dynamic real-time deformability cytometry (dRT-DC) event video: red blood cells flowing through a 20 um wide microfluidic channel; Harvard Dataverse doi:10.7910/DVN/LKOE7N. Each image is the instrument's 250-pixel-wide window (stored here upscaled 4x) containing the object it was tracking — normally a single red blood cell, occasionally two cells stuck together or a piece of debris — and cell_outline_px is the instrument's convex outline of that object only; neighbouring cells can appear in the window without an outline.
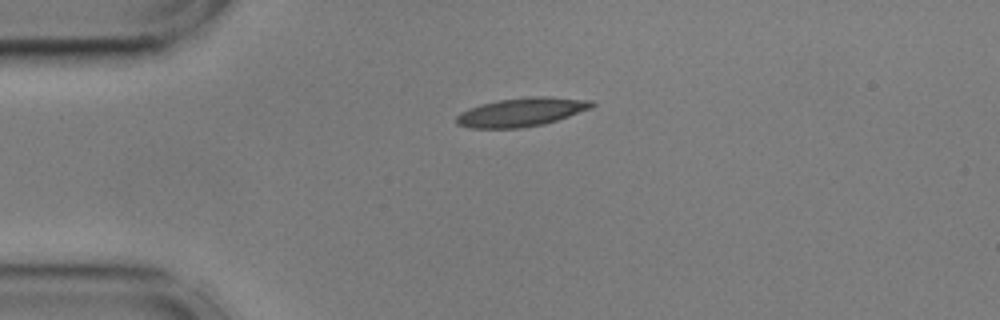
{"species": "common noctule bat (a hibernating species)", "species_latin": "Nyctalus noctula", "temperature_condition": "cold", "stored_images_in_passage": 44, "camera_frame_rate_fps": 3000, "um_per_image_px": 0.085, "animal": {"sex": "male", "body_mass_g": 17.9, "forearm_length_mm": 54.2}, "frame": {"image": 1, "passage_image": 1, "time_ms": 0.0, "image_size_px": [1000, 320], "cell_outline_px": [[596, 104], [592, 108], [544, 124], [520, 128], [472, 128], [456, 124], [456, 116], [460, 112], [468, 108], [480, 104], [500, 100], [528, 96], [544, 96], [592, 100]], "centroid_in_image_um": [44.32, 9.52], "position_along_channel_um": 40.7, "area_um2": 22.66}}
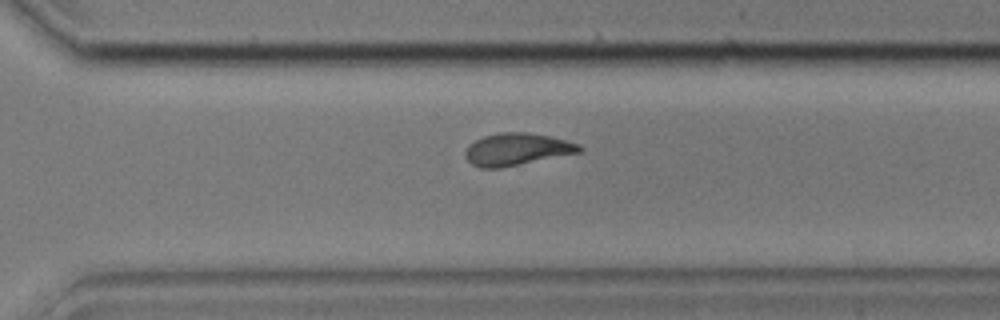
{"frame": {"image": 2, "passage_image": 27, "time_ms": 8.667, "image_size_px": [1000, 320], "cell_outline_px": [[584, 148], [580, 152], [500, 168], [480, 168], [472, 164], [464, 156], [464, 152], [468, 144], [484, 136], [500, 132], [528, 132], [548, 136], [580, 144]], "centroid_in_image_um": [43.9, 12.69], "position_along_channel_um": 326.7, "area_um2": 21.33}}
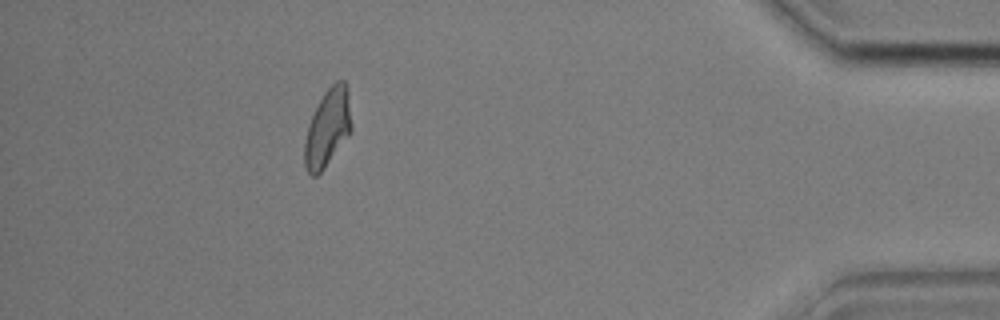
{"frame": {"image": 3, "passage_image": 38, "time_ms": 12.333, "image_size_px": [1000, 320], "cell_outline_px": [[352, 132], [324, 168], [316, 176], [312, 176], [308, 172], [304, 164], [304, 140], [308, 124], [324, 92], [336, 80], [344, 80], [348, 88], [352, 128]], "centroid_in_image_um": [27.86, 10.86], "position_along_channel_um": 407.3, "area_um2": 21.33}, "authors_computed_cell_mechanics": {"area_um2": 21.3282, "velocity_mm_per_s": 3.5852, "shape_relaxation_time_tau1_ms": 5.6855, "shape_relaxation_time_tau2_ms": 2.4786, "deformation_change_tau1": 0.1965, "deformation_change_tau2": 0.0874}}